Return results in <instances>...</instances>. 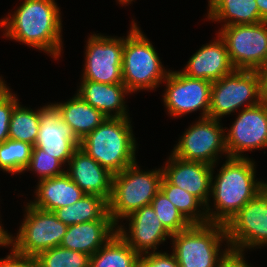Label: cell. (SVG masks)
Wrapping results in <instances>:
<instances>
[{
	"instance_id": "6da1fadb",
	"label": "cell",
	"mask_w": 267,
	"mask_h": 267,
	"mask_svg": "<svg viewBox=\"0 0 267 267\" xmlns=\"http://www.w3.org/2000/svg\"><path fill=\"white\" fill-rule=\"evenodd\" d=\"M14 13L1 19L0 27L6 28L3 35L57 60L62 50V22L55 0H25Z\"/></svg>"
},
{
	"instance_id": "7a4b0ae2",
	"label": "cell",
	"mask_w": 267,
	"mask_h": 267,
	"mask_svg": "<svg viewBox=\"0 0 267 267\" xmlns=\"http://www.w3.org/2000/svg\"><path fill=\"white\" fill-rule=\"evenodd\" d=\"M225 162L219 169V174L215 176L214 183L212 172L210 195L213 196L217 212L209 206L205 207L208 223L225 225L267 186V182L255 180V165L250 158L228 157Z\"/></svg>"
},
{
	"instance_id": "3957f363",
	"label": "cell",
	"mask_w": 267,
	"mask_h": 267,
	"mask_svg": "<svg viewBox=\"0 0 267 267\" xmlns=\"http://www.w3.org/2000/svg\"><path fill=\"white\" fill-rule=\"evenodd\" d=\"M130 118L107 117L86 135L79 147L112 174L136 163V141Z\"/></svg>"
},
{
	"instance_id": "277c9868",
	"label": "cell",
	"mask_w": 267,
	"mask_h": 267,
	"mask_svg": "<svg viewBox=\"0 0 267 267\" xmlns=\"http://www.w3.org/2000/svg\"><path fill=\"white\" fill-rule=\"evenodd\" d=\"M171 238L179 267H218L231 252L230 247L219 252L221 243L228 240L220 223L192 224Z\"/></svg>"
},
{
	"instance_id": "5b68a950",
	"label": "cell",
	"mask_w": 267,
	"mask_h": 267,
	"mask_svg": "<svg viewBox=\"0 0 267 267\" xmlns=\"http://www.w3.org/2000/svg\"><path fill=\"white\" fill-rule=\"evenodd\" d=\"M168 73L152 43L132 21L128 36L124 38L122 58V80L127 90L131 94L141 89L157 88Z\"/></svg>"
},
{
	"instance_id": "8992f818",
	"label": "cell",
	"mask_w": 267,
	"mask_h": 267,
	"mask_svg": "<svg viewBox=\"0 0 267 267\" xmlns=\"http://www.w3.org/2000/svg\"><path fill=\"white\" fill-rule=\"evenodd\" d=\"M163 170L140 171L137 162L122 172L113 174L112 192L108 201V213L118 225L132 212L148 206L160 191Z\"/></svg>"
},
{
	"instance_id": "52a82bcc",
	"label": "cell",
	"mask_w": 267,
	"mask_h": 267,
	"mask_svg": "<svg viewBox=\"0 0 267 267\" xmlns=\"http://www.w3.org/2000/svg\"><path fill=\"white\" fill-rule=\"evenodd\" d=\"M264 99L259 71L235 70L212 82L208 117L220 120L245 103L247 108Z\"/></svg>"
},
{
	"instance_id": "ba28073f",
	"label": "cell",
	"mask_w": 267,
	"mask_h": 267,
	"mask_svg": "<svg viewBox=\"0 0 267 267\" xmlns=\"http://www.w3.org/2000/svg\"><path fill=\"white\" fill-rule=\"evenodd\" d=\"M25 211V219L17 237L8 234V244L17 252L34 257L42 251L60 246L68 226L53 212L35 208L29 203Z\"/></svg>"
},
{
	"instance_id": "9c48e42d",
	"label": "cell",
	"mask_w": 267,
	"mask_h": 267,
	"mask_svg": "<svg viewBox=\"0 0 267 267\" xmlns=\"http://www.w3.org/2000/svg\"><path fill=\"white\" fill-rule=\"evenodd\" d=\"M230 60L236 70L258 71L267 59V21L222 27Z\"/></svg>"
},
{
	"instance_id": "30bf717a",
	"label": "cell",
	"mask_w": 267,
	"mask_h": 267,
	"mask_svg": "<svg viewBox=\"0 0 267 267\" xmlns=\"http://www.w3.org/2000/svg\"><path fill=\"white\" fill-rule=\"evenodd\" d=\"M225 230L232 252L267 245V186L229 219Z\"/></svg>"
},
{
	"instance_id": "8fae6325",
	"label": "cell",
	"mask_w": 267,
	"mask_h": 267,
	"mask_svg": "<svg viewBox=\"0 0 267 267\" xmlns=\"http://www.w3.org/2000/svg\"><path fill=\"white\" fill-rule=\"evenodd\" d=\"M219 121L210 117L199 119L185 131L184 136H181L172 154L182 160L212 166L216 165L221 152L228 157L225 130Z\"/></svg>"
},
{
	"instance_id": "7c38bea8",
	"label": "cell",
	"mask_w": 267,
	"mask_h": 267,
	"mask_svg": "<svg viewBox=\"0 0 267 267\" xmlns=\"http://www.w3.org/2000/svg\"><path fill=\"white\" fill-rule=\"evenodd\" d=\"M87 40L82 80L117 84L122 80L123 38L91 35Z\"/></svg>"
},
{
	"instance_id": "4fadbf2b",
	"label": "cell",
	"mask_w": 267,
	"mask_h": 267,
	"mask_svg": "<svg viewBox=\"0 0 267 267\" xmlns=\"http://www.w3.org/2000/svg\"><path fill=\"white\" fill-rule=\"evenodd\" d=\"M163 82L167 83L164 105L171 117L199 109L202 110L200 118L208 117L212 82L187 77L180 71H169Z\"/></svg>"
},
{
	"instance_id": "5bb4252c",
	"label": "cell",
	"mask_w": 267,
	"mask_h": 267,
	"mask_svg": "<svg viewBox=\"0 0 267 267\" xmlns=\"http://www.w3.org/2000/svg\"><path fill=\"white\" fill-rule=\"evenodd\" d=\"M226 137L228 157L267 147V99L241 110Z\"/></svg>"
},
{
	"instance_id": "9a60e30c",
	"label": "cell",
	"mask_w": 267,
	"mask_h": 267,
	"mask_svg": "<svg viewBox=\"0 0 267 267\" xmlns=\"http://www.w3.org/2000/svg\"><path fill=\"white\" fill-rule=\"evenodd\" d=\"M39 132L34 146L58 159L63 165L69 162L80 141L61 119V113L54 104L39 109Z\"/></svg>"
},
{
	"instance_id": "2e32d148",
	"label": "cell",
	"mask_w": 267,
	"mask_h": 267,
	"mask_svg": "<svg viewBox=\"0 0 267 267\" xmlns=\"http://www.w3.org/2000/svg\"><path fill=\"white\" fill-rule=\"evenodd\" d=\"M124 219L130 222L129 231L118 225L117 233L140 256L149 253L152 248L155 252L157 245L172 236L160 222L151 205L143 206Z\"/></svg>"
},
{
	"instance_id": "e0dca14e",
	"label": "cell",
	"mask_w": 267,
	"mask_h": 267,
	"mask_svg": "<svg viewBox=\"0 0 267 267\" xmlns=\"http://www.w3.org/2000/svg\"><path fill=\"white\" fill-rule=\"evenodd\" d=\"M166 166L162 168L163 176L172 184L197 197L209 206L211 179L214 166L202 162L182 160L172 153Z\"/></svg>"
},
{
	"instance_id": "ac0fdd59",
	"label": "cell",
	"mask_w": 267,
	"mask_h": 267,
	"mask_svg": "<svg viewBox=\"0 0 267 267\" xmlns=\"http://www.w3.org/2000/svg\"><path fill=\"white\" fill-rule=\"evenodd\" d=\"M69 171L65 173L88 195H96L109 201L113 174L78 147L70 158Z\"/></svg>"
},
{
	"instance_id": "d6986e66",
	"label": "cell",
	"mask_w": 267,
	"mask_h": 267,
	"mask_svg": "<svg viewBox=\"0 0 267 267\" xmlns=\"http://www.w3.org/2000/svg\"><path fill=\"white\" fill-rule=\"evenodd\" d=\"M235 70L226 44L218 34V39L203 45L191 56L184 70L180 72L193 79L215 82Z\"/></svg>"
},
{
	"instance_id": "ffe728a7",
	"label": "cell",
	"mask_w": 267,
	"mask_h": 267,
	"mask_svg": "<svg viewBox=\"0 0 267 267\" xmlns=\"http://www.w3.org/2000/svg\"><path fill=\"white\" fill-rule=\"evenodd\" d=\"M116 226L113 219L69 225L60 246L92 256L116 235Z\"/></svg>"
},
{
	"instance_id": "44dd1931",
	"label": "cell",
	"mask_w": 267,
	"mask_h": 267,
	"mask_svg": "<svg viewBox=\"0 0 267 267\" xmlns=\"http://www.w3.org/2000/svg\"><path fill=\"white\" fill-rule=\"evenodd\" d=\"M129 94L123 83L105 84L82 80L77 94L106 117H129L124 96ZM114 112L112 114L111 112Z\"/></svg>"
},
{
	"instance_id": "7402d4cb",
	"label": "cell",
	"mask_w": 267,
	"mask_h": 267,
	"mask_svg": "<svg viewBox=\"0 0 267 267\" xmlns=\"http://www.w3.org/2000/svg\"><path fill=\"white\" fill-rule=\"evenodd\" d=\"M35 192L36 200L29 204L49 212L72 205L85 195L66 173L39 180Z\"/></svg>"
},
{
	"instance_id": "603a6c76",
	"label": "cell",
	"mask_w": 267,
	"mask_h": 267,
	"mask_svg": "<svg viewBox=\"0 0 267 267\" xmlns=\"http://www.w3.org/2000/svg\"><path fill=\"white\" fill-rule=\"evenodd\" d=\"M75 95L65 103H55L54 105L60 111L61 119L71 127L76 138L81 141L107 117L85 102L78 94Z\"/></svg>"
},
{
	"instance_id": "cb8c5ba5",
	"label": "cell",
	"mask_w": 267,
	"mask_h": 267,
	"mask_svg": "<svg viewBox=\"0 0 267 267\" xmlns=\"http://www.w3.org/2000/svg\"><path fill=\"white\" fill-rule=\"evenodd\" d=\"M208 3V19L225 21L223 27L263 22L256 0H209Z\"/></svg>"
},
{
	"instance_id": "d4e9b609",
	"label": "cell",
	"mask_w": 267,
	"mask_h": 267,
	"mask_svg": "<svg viewBox=\"0 0 267 267\" xmlns=\"http://www.w3.org/2000/svg\"><path fill=\"white\" fill-rule=\"evenodd\" d=\"M53 213L67 226L99 219H112L108 213V201L101 196L88 194L72 205L54 210Z\"/></svg>"
},
{
	"instance_id": "484cf974",
	"label": "cell",
	"mask_w": 267,
	"mask_h": 267,
	"mask_svg": "<svg viewBox=\"0 0 267 267\" xmlns=\"http://www.w3.org/2000/svg\"><path fill=\"white\" fill-rule=\"evenodd\" d=\"M140 255L118 233L90 258V267H138Z\"/></svg>"
},
{
	"instance_id": "4316f807",
	"label": "cell",
	"mask_w": 267,
	"mask_h": 267,
	"mask_svg": "<svg viewBox=\"0 0 267 267\" xmlns=\"http://www.w3.org/2000/svg\"><path fill=\"white\" fill-rule=\"evenodd\" d=\"M160 190L191 224L208 223L205 205L197 197L180 187L172 185L164 176L160 184ZM201 206H203V209ZM199 207L203 210L202 212L198 209Z\"/></svg>"
},
{
	"instance_id": "83f0119b",
	"label": "cell",
	"mask_w": 267,
	"mask_h": 267,
	"mask_svg": "<svg viewBox=\"0 0 267 267\" xmlns=\"http://www.w3.org/2000/svg\"><path fill=\"white\" fill-rule=\"evenodd\" d=\"M22 107L19 103L13 108L9 123V139L22 141L34 146L39 132V109Z\"/></svg>"
},
{
	"instance_id": "f1b7e54d",
	"label": "cell",
	"mask_w": 267,
	"mask_h": 267,
	"mask_svg": "<svg viewBox=\"0 0 267 267\" xmlns=\"http://www.w3.org/2000/svg\"><path fill=\"white\" fill-rule=\"evenodd\" d=\"M31 144L7 139L0 143V169L12 173H22L30 162Z\"/></svg>"
},
{
	"instance_id": "f546056e",
	"label": "cell",
	"mask_w": 267,
	"mask_h": 267,
	"mask_svg": "<svg viewBox=\"0 0 267 267\" xmlns=\"http://www.w3.org/2000/svg\"><path fill=\"white\" fill-rule=\"evenodd\" d=\"M91 256L57 246L35 256L40 267H90Z\"/></svg>"
},
{
	"instance_id": "4dcf8cb0",
	"label": "cell",
	"mask_w": 267,
	"mask_h": 267,
	"mask_svg": "<svg viewBox=\"0 0 267 267\" xmlns=\"http://www.w3.org/2000/svg\"><path fill=\"white\" fill-rule=\"evenodd\" d=\"M150 205L171 234L179 233L192 225L161 190L152 199Z\"/></svg>"
},
{
	"instance_id": "1f68e13d",
	"label": "cell",
	"mask_w": 267,
	"mask_h": 267,
	"mask_svg": "<svg viewBox=\"0 0 267 267\" xmlns=\"http://www.w3.org/2000/svg\"><path fill=\"white\" fill-rule=\"evenodd\" d=\"M61 167L62 163L58 159L50 156L39 147L33 146L30 162L25 171H35L37 175L39 174L40 180H43L64 174L65 170Z\"/></svg>"
},
{
	"instance_id": "d6a6232c",
	"label": "cell",
	"mask_w": 267,
	"mask_h": 267,
	"mask_svg": "<svg viewBox=\"0 0 267 267\" xmlns=\"http://www.w3.org/2000/svg\"><path fill=\"white\" fill-rule=\"evenodd\" d=\"M19 103L5 82L0 83V143L9 139V123L13 108Z\"/></svg>"
},
{
	"instance_id": "836d02e7",
	"label": "cell",
	"mask_w": 267,
	"mask_h": 267,
	"mask_svg": "<svg viewBox=\"0 0 267 267\" xmlns=\"http://www.w3.org/2000/svg\"><path fill=\"white\" fill-rule=\"evenodd\" d=\"M138 267H179L175 255L152 252L140 256Z\"/></svg>"
},
{
	"instance_id": "e575fe53",
	"label": "cell",
	"mask_w": 267,
	"mask_h": 267,
	"mask_svg": "<svg viewBox=\"0 0 267 267\" xmlns=\"http://www.w3.org/2000/svg\"><path fill=\"white\" fill-rule=\"evenodd\" d=\"M0 267H40L34 256L17 252L13 247L5 259L0 258Z\"/></svg>"
},
{
	"instance_id": "d590c367",
	"label": "cell",
	"mask_w": 267,
	"mask_h": 267,
	"mask_svg": "<svg viewBox=\"0 0 267 267\" xmlns=\"http://www.w3.org/2000/svg\"><path fill=\"white\" fill-rule=\"evenodd\" d=\"M218 267H252L244 260L243 253L230 252Z\"/></svg>"
},
{
	"instance_id": "8d00e7d4",
	"label": "cell",
	"mask_w": 267,
	"mask_h": 267,
	"mask_svg": "<svg viewBox=\"0 0 267 267\" xmlns=\"http://www.w3.org/2000/svg\"><path fill=\"white\" fill-rule=\"evenodd\" d=\"M258 71L261 78L263 96L265 99H267V59Z\"/></svg>"
},
{
	"instance_id": "74e56055",
	"label": "cell",
	"mask_w": 267,
	"mask_h": 267,
	"mask_svg": "<svg viewBox=\"0 0 267 267\" xmlns=\"http://www.w3.org/2000/svg\"><path fill=\"white\" fill-rule=\"evenodd\" d=\"M261 19L267 21V0H256Z\"/></svg>"
},
{
	"instance_id": "f35d334b",
	"label": "cell",
	"mask_w": 267,
	"mask_h": 267,
	"mask_svg": "<svg viewBox=\"0 0 267 267\" xmlns=\"http://www.w3.org/2000/svg\"><path fill=\"white\" fill-rule=\"evenodd\" d=\"M0 246H10L8 244V233L6 230L3 229V227L0 224Z\"/></svg>"
},
{
	"instance_id": "ab89813d",
	"label": "cell",
	"mask_w": 267,
	"mask_h": 267,
	"mask_svg": "<svg viewBox=\"0 0 267 267\" xmlns=\"http://www.w3.org/2000/svg\"><path fill=\"white\" fill-rule=\"evenodd\" d=\"M119 4H129V2L131 3L133 0H118Z\"/></svg>"
}]
</instances>
